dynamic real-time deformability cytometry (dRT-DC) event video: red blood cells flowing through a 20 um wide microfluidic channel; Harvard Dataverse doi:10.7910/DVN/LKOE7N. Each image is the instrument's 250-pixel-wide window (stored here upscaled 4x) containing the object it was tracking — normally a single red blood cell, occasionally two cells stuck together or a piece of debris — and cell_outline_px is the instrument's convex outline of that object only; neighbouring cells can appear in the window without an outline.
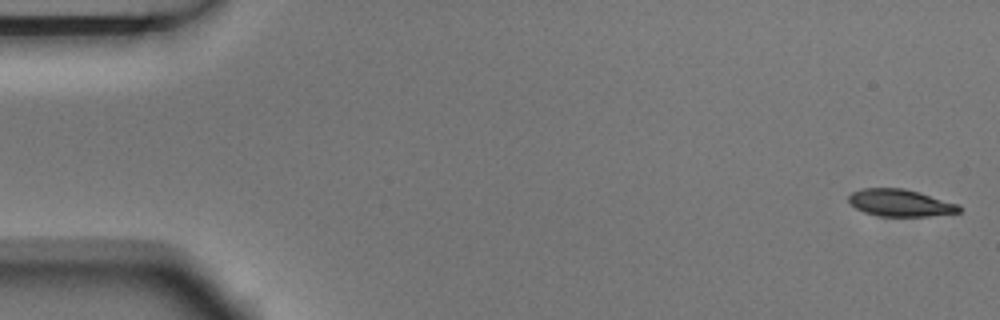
{"species": "Egyptian fruit bat (a non-hibernating species)", "species_latin": "Rousettus aegyptiacus", "temperature_condition": "room temperature", "stored_images_in_passage": 5, "camera_frame_rate_fps": 3000, "um_per_image_px": 0.085, "animal": {"sex": "male"}, "frame": {"image": 1, "passage_image": 1, "time_ms": 0.0, "image_size_px": [1000, 320], "cell_outline_px": [[960, 212], [928, 216], [880, 216], [864, 212], [856, 208], [848, 200], [848, 196], [852, 192], [860, 188], [904, 188], [920, 192], [960, 204]], "centroid_in_image_um": [76.53, 17.23], "position_along_channel_um": 8.5, "area_um2": 17.51}}
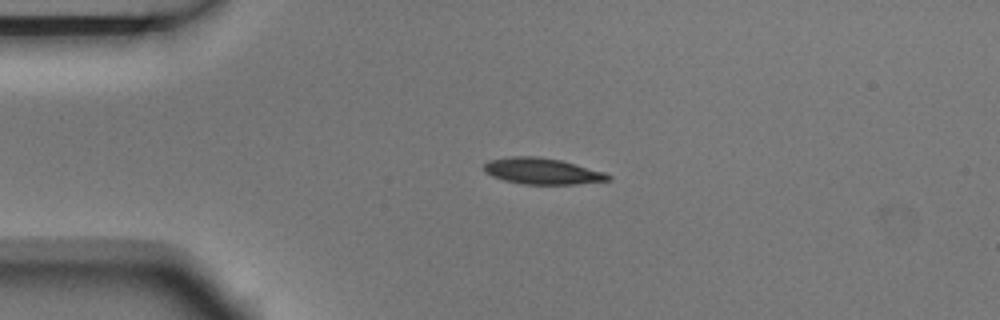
{"frame": {"image": 2, "passage_image": 4, "time_ms": 1.0, "image_size_px": [1000, 320], "cell_outline_px": [[612, 180], [576, 184], [524, 184], [504, 180], [492, 176], [484, 172], [484, 164], [488, 160], [512, 156], [540, 156], [560, 160], [604, 172], [612, 176]], "centroid_in_image_um": [46.08, 14.54], "position_along_channel_um": 38.9, "area_um2": 18.96}}